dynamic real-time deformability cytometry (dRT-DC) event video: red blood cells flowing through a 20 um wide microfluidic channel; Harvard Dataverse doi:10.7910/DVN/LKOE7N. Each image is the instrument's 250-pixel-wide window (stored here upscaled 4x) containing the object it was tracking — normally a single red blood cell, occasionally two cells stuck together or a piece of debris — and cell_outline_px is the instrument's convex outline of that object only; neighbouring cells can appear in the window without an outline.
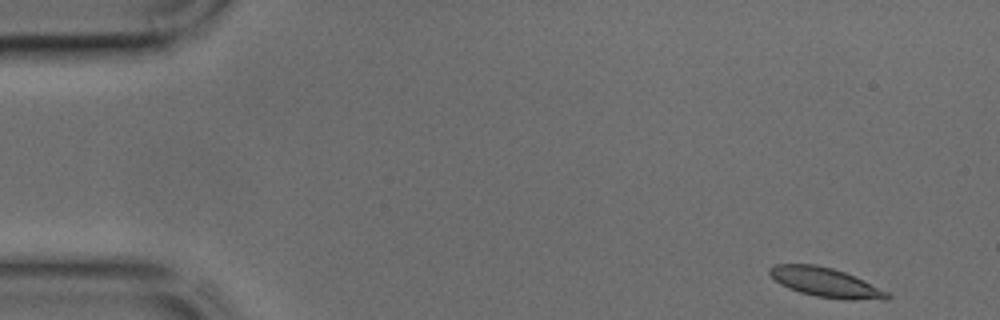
{"species": "common noctule bat (a hibernating species)", "species_latin": "Nyctalus noctula", "temperature_condition": "cold", "stored_images_in_passage": 6, "camera_frame_rate_fps": 3000, "um_per_image_px": 0.085, "animal": {"sex": "male", "body_mass_g": 17.9, "forearm_length_mm": 54.2}, "frame": {"image": 1, "passage_image": 1, "time_ms": 0.0, "image_size_px": [1000, 320], "cell_outline_px": [[892, 296], [884, 300], [848, 300], [816, 296], [800, 292], [788, 288], [780, 284], [768, 272], [768, 268], [776, 264], [816, 264], [832, 268], [844, 272], [888, 292]], "centroid_in_image_um": [70.16, 24.01], "position_along_channel_um": 14.8, "area_um2": 19.94}}